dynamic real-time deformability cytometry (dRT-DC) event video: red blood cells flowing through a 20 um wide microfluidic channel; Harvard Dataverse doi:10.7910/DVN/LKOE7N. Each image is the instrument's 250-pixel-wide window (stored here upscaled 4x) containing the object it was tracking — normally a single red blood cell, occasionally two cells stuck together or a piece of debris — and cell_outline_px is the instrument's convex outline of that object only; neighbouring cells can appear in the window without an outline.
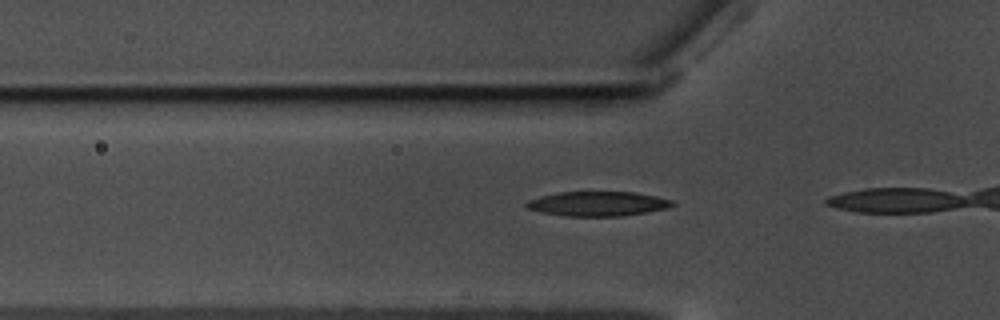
{"species": "common noctule bat (a hibernating species)", "species_latin": "Nyctalus noctula", "temperature_condition": "warm", "stored_images_in_passage": 6, "camera_frame_rate_fps": 3000, "um_per_image_px": 0.085, "animal": {"sex": "male", "body_mass_g": 17.5, "forearm_length_mm": 52.3}, "frame": {"image": 1, "passage_image": 3, "time_ms": 0.667, "image_size_px": [1000, 320], "cell_outline_px": [[676, 204], [668, 208], [648, 212], [620, 216], [564, 216], [540, 212], [528, 208], [524, 204], [528, 200], [540, 196], [560, 192], [636, 192], [656, 196], [672, 200]], "centroid_in_image_um": [50.82, 17.32], "position_along_channel_um": 75.0, "area_um2": 20.98}}